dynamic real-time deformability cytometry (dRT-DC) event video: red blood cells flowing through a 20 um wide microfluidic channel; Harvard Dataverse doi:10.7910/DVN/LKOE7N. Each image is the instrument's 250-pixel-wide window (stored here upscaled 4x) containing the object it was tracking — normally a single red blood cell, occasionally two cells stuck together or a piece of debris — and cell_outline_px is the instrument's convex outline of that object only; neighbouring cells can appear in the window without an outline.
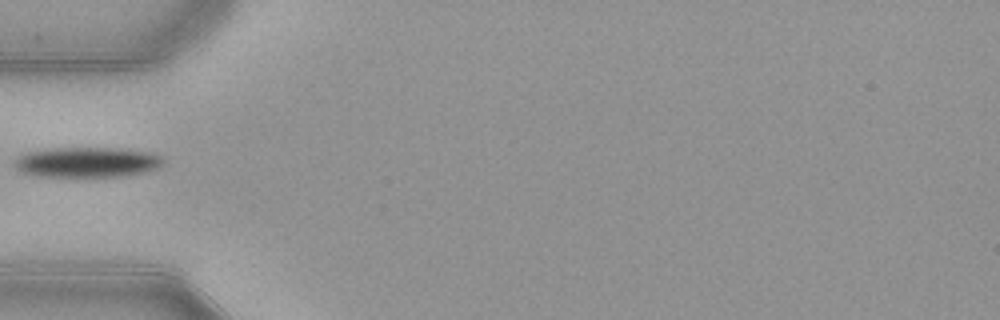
{"species": "common noctule bat (a hibernating species)", "species_latin": "Nyctalus noctula", "temperature_condition": "warm", "stored_images_in_passage": 36, "camera_frame_rate_fps": 3000, "um_per_image_px": 0.085, "animal": {"sex": "female", "body_mass_g": 21.9}, "frame": {"image": 1, "passage_image": 1, "time_ms": 0.0, "image_size_px": [1000, 320], "cell_outline_px": [[164, 164], [156, 168], [144, 172], [120, 176], [36, 176], [24, 172], [16, 168], [16, 160], [20, 156], [28, 152], [56, 148], [124, 148], [152, 152], [160, 156], [164, 160]], "centroid_in_image_um": [7.48, 13.78], "position_along_channel_um": 77.5, "area_um2": 25.89}}
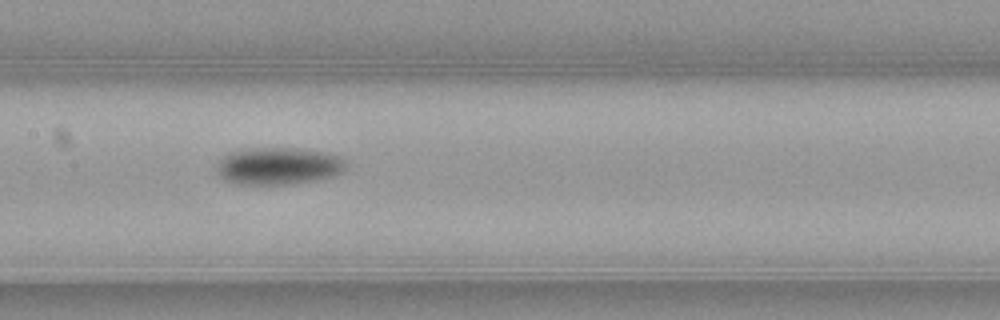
{"frame": {"image": 2, "passage_image": 9, "time_ms": 2.667, "image_size_px": [1000, 320], "cell_outline_px": [[344, 168], [340, 172], [332, 176], [320, 180], [292, 184], [236, 184], [224, 180], [216, 172], [216, 164], [228, 152], [252, 148], [296, 148], [324, 152], [336, 156], [344, 160]], "centroid_in_image_um": [23.6, 14.12], "position_along_channel_um": 183.8, "area_um2": 28.03}}
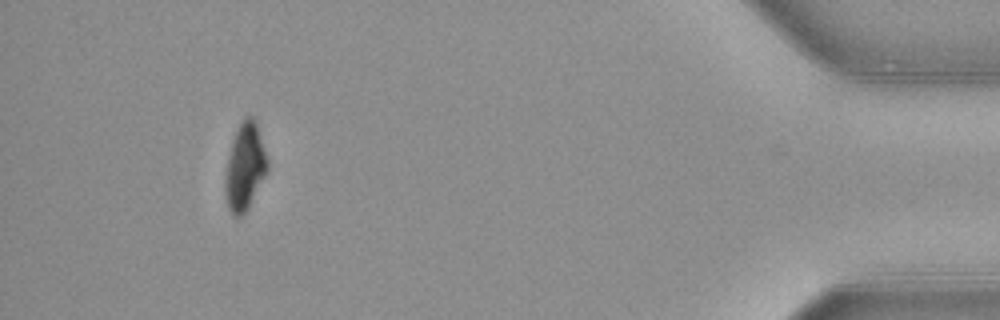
{"frame": {"image": 3, "passage_image": 32, "time_ms": 10.333, "image_size_px": [1000, 320], "cell_outline_px": [[268, 168], [244, 216], [236, 220], [232, 216], [228, 208], [224, 196], [224, 176], [228, 156], [232, 140], [244, 116], [252, 116], [256, 120], [268, 160]], "centroid_in_image_um": [20.78, 14.23], "position_along_channel_um": 414.4, "area_um2": 21.73}}